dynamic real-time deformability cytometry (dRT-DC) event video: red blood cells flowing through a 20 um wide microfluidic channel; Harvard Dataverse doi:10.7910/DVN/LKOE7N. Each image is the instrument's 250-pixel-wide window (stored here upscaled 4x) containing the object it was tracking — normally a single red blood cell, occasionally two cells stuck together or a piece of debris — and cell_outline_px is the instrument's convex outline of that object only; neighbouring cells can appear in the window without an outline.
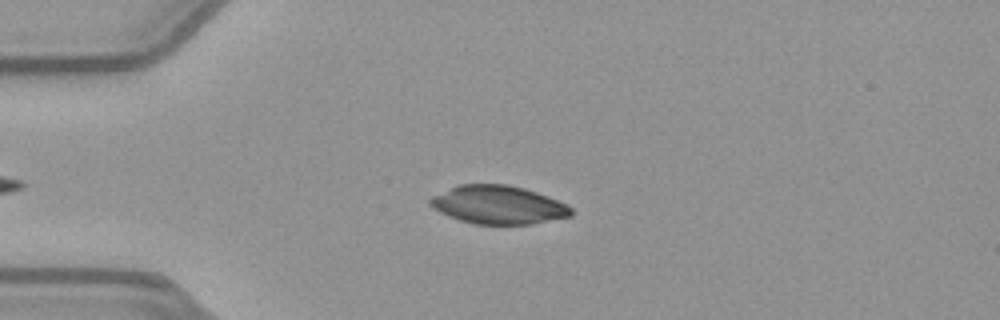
{"species": "common noctule bat (a hibernating species)", "species_latin": "Nyctalus noctula", "temperature_condition": "warm", "stored_images_in_passage": 41, "camera_frame_rate_fps": 3000, "um_per_image_px": 0.085, "animal": {"sex": "female", "body_mass_g": 21.9}, "frame": {"image": 1, "passage_image": 7, "time_ms": 2.0, "image_size_px": [1000, 320], "cell_outline_px": [[572, 216], [532, 224], [472, 224], [448, 216], [432, 208], [428, 204], [428, 200], [432, 196], [456, 184], [508, 184], [524, 188], [548, 196], [572, 208]], "centroid_in_image_um": [42.3, 17.41], "position_along_channel_um": 42.7, "area_um2": 31.67}}